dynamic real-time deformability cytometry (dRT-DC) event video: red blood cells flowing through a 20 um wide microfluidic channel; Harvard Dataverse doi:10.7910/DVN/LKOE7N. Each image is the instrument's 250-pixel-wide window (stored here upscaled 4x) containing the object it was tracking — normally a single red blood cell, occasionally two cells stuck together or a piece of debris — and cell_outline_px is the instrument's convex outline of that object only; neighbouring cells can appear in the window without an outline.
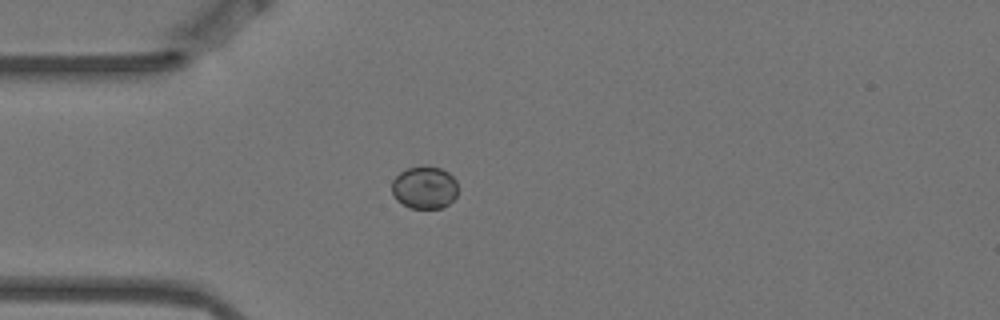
{"species": "Egyptian fruit bat (a non-hibernating species)", "species_latin": "Rousettus aegyptiacus", "temperature_condition": "warm", "stored_images_in_passage": 5, "camera_frame_rate_fps": 3000, "um_per_image_px": 0.085, "animal": {"sex": "female"}, "frame": {"image": 1, "passage_image": 5, "time_ms": 1.333, "image_size_px": [1000, 320], "cell_outline_px": [[456, 196], [448, 204], [440, 208], [412, 208], [396, 200], [392, 192], [392, 180], [400, 172], [408, 168], [424, 164], [440, 168], [448, 172], [456, 180]], "centroid_in_image_um": [36.07, 15.91], "position_along_channel_um": 48.9, "area_um2": 16.42}}